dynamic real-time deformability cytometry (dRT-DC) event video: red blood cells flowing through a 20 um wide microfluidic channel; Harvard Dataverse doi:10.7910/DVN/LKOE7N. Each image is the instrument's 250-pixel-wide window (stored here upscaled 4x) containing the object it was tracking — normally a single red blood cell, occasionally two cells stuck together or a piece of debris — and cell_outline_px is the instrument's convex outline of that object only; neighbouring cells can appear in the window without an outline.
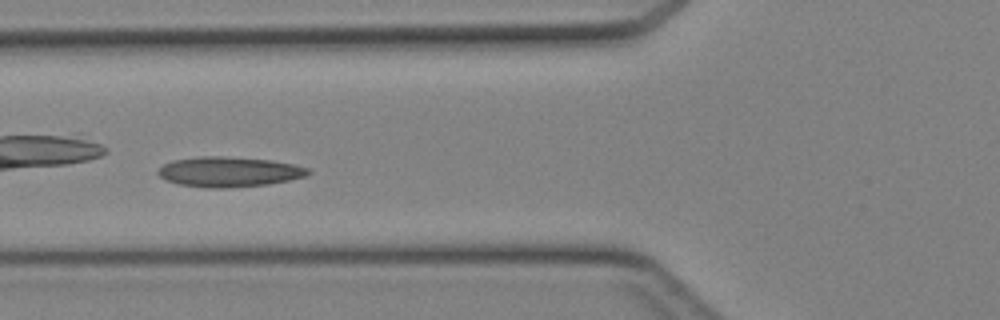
{"species": "Egyptian fruit bat (a non-hibernating species)", "species_latin": "Rousettus aegyptiacus", "temperature_condition": "cold", "stored_images_in_passage": 43, "camera_frame_rate_fps": 3000, "um_per_image_px": 0.085, "animal": {"sex": "female"}, "frame": {"image": 1, "passage_image": 18, "time_ms": 5.667, "image_size_px": [1000, 320], "cell_outline_px": [[312, 172], [304, 176], [288, 180], [268, 184], [224, 188], [208, 188], [180, 184], [164, 180], [156, 172], [164, 164], [172, 160], [200, 156], [224, 156], [268, 160], [292, 164], [308, 168]], "centroid_in_image_um": [19.42, 14.6], "position_along_channel_um": 106.4, "area_um2": 26.13}}
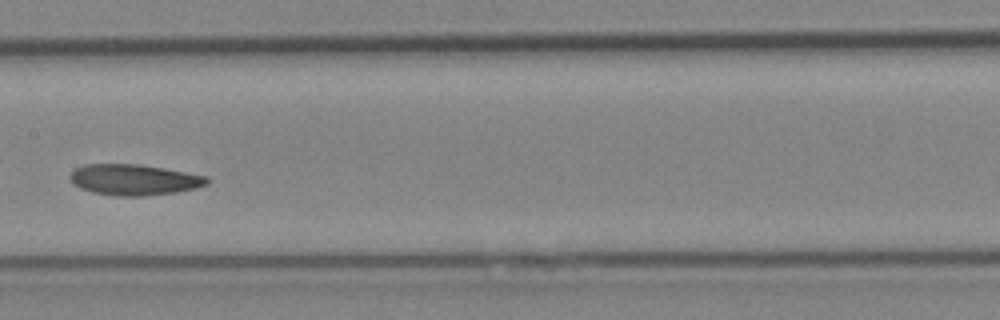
{"frame": {"image": 2, "passage_image": 24, "time_ms": 7.667, "image_size_px": [1000, 320], "cell_outline_px": [[208, 184], [196, 188], [176, 192], [140, 196], [116, 196], [92, 192], [80, 188], [72, 184], [68, 176], [76, 168], [84, 164], [136, 164], [164, 168], [208, 176]], "centroid_in_image_um": [11.37, 15.27], "position_along_channel_um": 196.0, "area_um2": 24.68}}
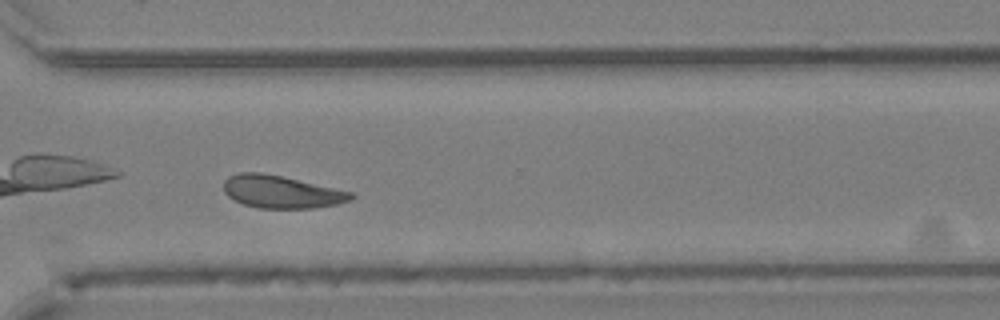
{"frame": {"image": 3, "passage_image": 34, "time_ms": 11.0, "image_size_px": [1000, 320], "cell_outline_px": [[356, 196], [352, 200], [336, 204], [312, 208], [256, 208], [244, 204], [228, 196], [224, 192], [224, 180], [228, 176], [240, 172], [260, 172], [280, 176], [352, 192]], "centroid_in_image_um": [23.9, 16.31], "position_along_channel_um": 346.7, "area_um2": 23.99}}